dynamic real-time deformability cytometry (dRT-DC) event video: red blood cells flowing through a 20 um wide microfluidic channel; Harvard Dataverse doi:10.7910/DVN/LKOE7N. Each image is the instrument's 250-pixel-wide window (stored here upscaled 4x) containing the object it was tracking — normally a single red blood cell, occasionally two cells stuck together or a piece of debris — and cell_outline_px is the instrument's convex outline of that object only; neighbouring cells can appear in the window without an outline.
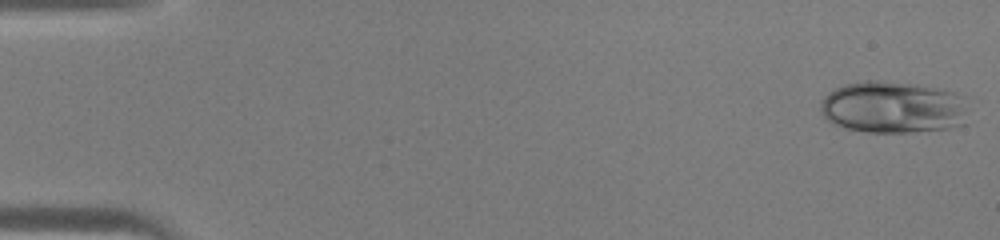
{"species": "human", "species_latin": "Homo sapiens", "temperature_condition": "warm", "stored_images_in_passage": 44, "camera_frame_rate_fps": 3000, "um_per_image_px": 0.085, "donor": {"sex": "male"}, "frame": {"image": 1, "passage_image": 1, "time_ms": 0.0, "image_size_px": [1000, 240], "cell_outline_px": [[968, 124], [948, 128], [912, 132], [868, 132], [848, 128], [836, 124], [828, 120], [820, 112], [820, 104], [824, 96], [832, 88], [844, 84], [868, 80], [876, 80], [916, 84], [944, 88], [968, 96]], "centroid_in_image_um": [76.01, 9.1], "position_along_channel_um": 9.0, "area_um2": 45.89}}
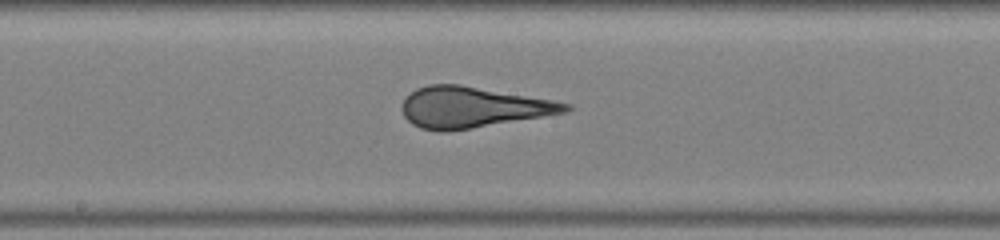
{"frame": {"image": 2, "passage_image": 24, "time_ms": 7.667, "image_size_px": [1000, 240], "cell_outline_px": [[572, 108], [568, 112], [444, 132], [440, 132], [420, 128], [412, 124], [404, 116], [400, 108], [400, 104], [404, 96], [416, 88], [428, 84], [460, 84], [552, 100], [572, 104]], "centroid_in_image_um": [40.1, 9.1], "position_along_channel_um": 208.1, "area_um2": 38.9}}
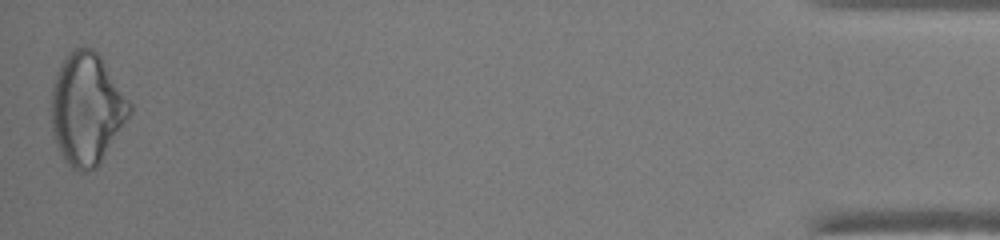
{"frame": {"image": 3, "passage_image": 44, "time_ms": 14.333, "image_size_px": [1000, 240], "cell_outline_px": [[132, 112], [96, 168], [84, 172], [80, 172], [72, 168], [60, 156], [52, 132], [48, 112], [48, 108], [52, 88], [56, 72], [60, 64], [72, 48], [92, 48], [100, 56], [132, 104]], "centroid_in_image_um": [7.32, 9.27], "position_along_channel_um": 427.9, "area_um2": 51.44}}